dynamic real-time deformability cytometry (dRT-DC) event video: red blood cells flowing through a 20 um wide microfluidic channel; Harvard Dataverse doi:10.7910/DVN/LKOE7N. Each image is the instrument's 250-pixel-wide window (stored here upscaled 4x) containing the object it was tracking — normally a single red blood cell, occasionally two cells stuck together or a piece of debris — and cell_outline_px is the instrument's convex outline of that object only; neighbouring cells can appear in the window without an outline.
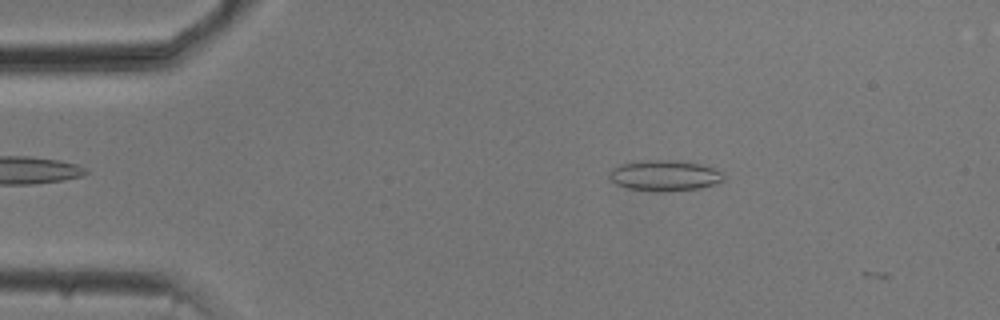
{"species": "common noctule bat (a hibernating species)", "species_latin": "Nyctalus noctula", "temperature_condition": "cold", "stored_images_in_passage": 6, "camera_frame_rate_fps": 3000, "um_per_image_px": 0.085, "animal": {"sex": "male", "body_mass_g": 20.5, "forearm_length_mm": 52.5}, "frame": {"image": 1, "passage_image": 4, "time_ms": 1.0, "image_size_px": [1000, 320], "cell_outline_px": [[724, 180], [716, 184], [700, 188], [668, 192], [628, 188], [616, 184], [608, 176], [608, 172], [612, 168], [620, 164], [640, 160], [676, 160], [700, 164], [724, 172]], "centroid_in_image_um": [56.5, 14.92], "position_along_channel_um": 28.5, "area_um2": 20.63}}